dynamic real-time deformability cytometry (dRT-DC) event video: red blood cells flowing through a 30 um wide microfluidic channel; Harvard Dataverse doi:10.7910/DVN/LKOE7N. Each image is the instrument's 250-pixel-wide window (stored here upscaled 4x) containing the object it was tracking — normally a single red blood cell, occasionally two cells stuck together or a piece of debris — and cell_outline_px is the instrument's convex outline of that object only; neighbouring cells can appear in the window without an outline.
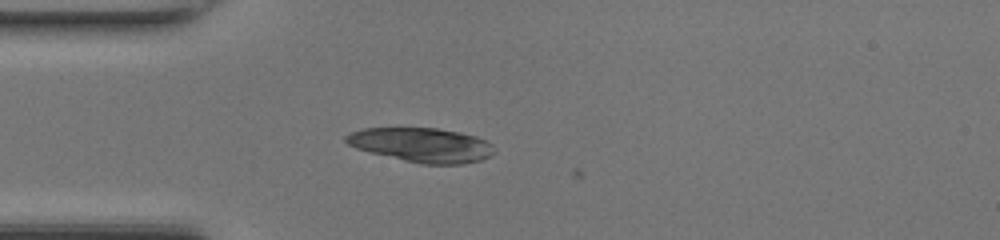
{"species": "common noctule bat (a hibernating species)", "species_latin": "Nyctalus noctula", "temperature_condition": "room temperature", "stored_images_in_passage": 5, "camera_frame_rate_fps": 3000, "um_per_image_px": 0.085, "animal": {"sex": "female", "body_mass_g": 17.0, "forearm_length_mm": 48.0}, "frame": {"image": 1, "passage_image": 3, "time_ms": 0.667, "image_size_px": [1000, 240], "cell_outline_px": [[496, 152], [492, 156], [480, 160], [464, 164], [420, 164], [356, 148], [348, 144], [344, 140], [344, 136], [352, 132], [364, 128], [436, 128], [460, 132], [476, 136], [492, 144]], "centroid_in_image_um": [35.89, 12.32], "position_along_channel_um": 49.1, "area_um2": 29.59}}